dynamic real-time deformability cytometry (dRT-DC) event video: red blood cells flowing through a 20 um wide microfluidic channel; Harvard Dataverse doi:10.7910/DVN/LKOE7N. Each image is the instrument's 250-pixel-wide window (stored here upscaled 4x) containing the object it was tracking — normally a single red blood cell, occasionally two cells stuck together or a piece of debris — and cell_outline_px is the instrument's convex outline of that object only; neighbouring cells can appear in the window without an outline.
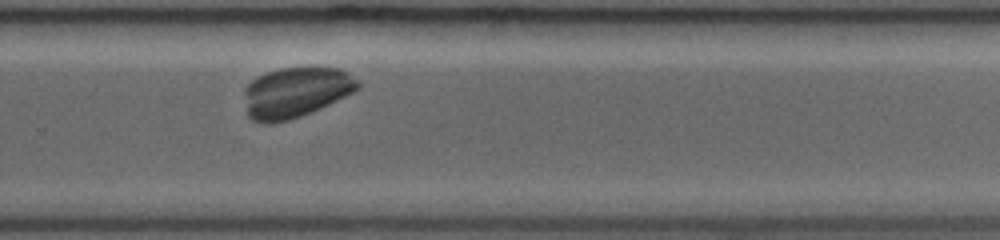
{"species": "common noctule bat (a hibernating species)", "species_latin": "Nyctalus noctula", "temperature_condition": "room temperature", "stored_images_in_passage": 19, "camera_frame_rate_fps": 3000, "um_per_image_px": 0.085, "animal": {"sex": "female", "body_mass_g": 19.0, "forearm_length_mm": 53.3}, "frame": {"image": 1, "passage_image": 14, "time_ms": 7.667, "image_size_px": [1000, 240], "cell_outline_px": [[360, 88], [320, 108], [300, 116], [288, 120], [272, 124], [264, 124], [252, 120], [248, 116], [244, 92], [244, 88], [252, 80], [268, 72], [280, 68], [340, 68], [348, 72], [360, 84]], "centroid_in_image_um": [25.11, 7.86], "position_along_channel_um": 304.7, "area_um2": 33.0}}
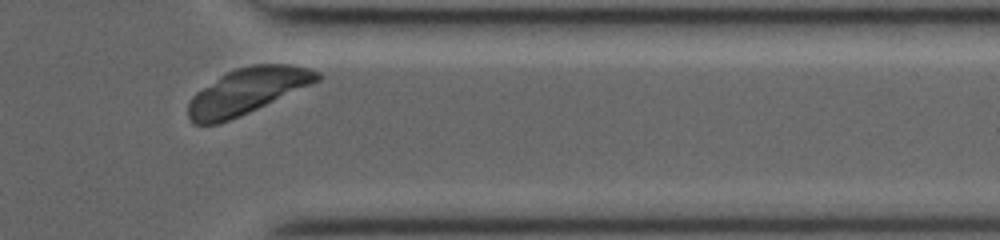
{"frame": {"image": 2, "passage_image": 17, "time_ms": 9.667, "image_size_px": [1000, 240], "cell_outline_px": [[324, 76], [320, 80], [312, 84], [248, 112], [220, 124], [192, 124], [188, 116], [188, 104], [192, 96], [196, 92], [220, 76], [236, 68], [252, 64], [288, 64], [308, 68], [320, 72]], "centroid_in_image_um": [21.01, 7.74], "position_along_channel_um": 390.4, "area_um2": 34.22}}